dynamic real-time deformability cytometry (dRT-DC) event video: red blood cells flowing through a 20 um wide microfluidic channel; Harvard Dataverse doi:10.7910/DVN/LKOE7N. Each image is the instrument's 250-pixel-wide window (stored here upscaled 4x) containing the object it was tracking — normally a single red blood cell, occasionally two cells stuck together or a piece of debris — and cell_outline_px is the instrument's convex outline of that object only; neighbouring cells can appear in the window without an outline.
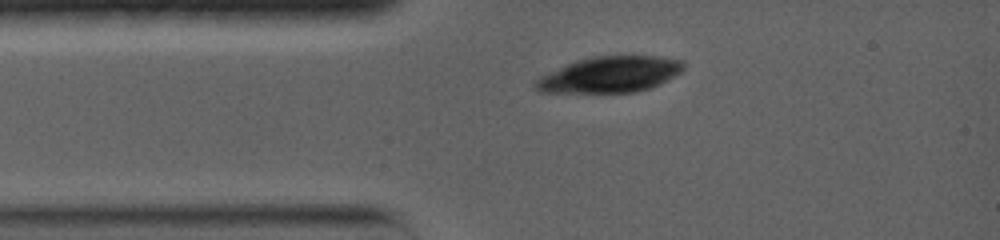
{"species": "common noctule bat (a hibernating species)", "species_latin": "Nyctalus noctula", "temperature_condition": "warm", "stored_images_in_passage": 5, "camera_frame_rate_fps": 5000, "um_per_image_px": 0.085, "animal": {"sex": "female", "body_mass_g": 19.0, "forearm_length_mm": 56.7}, "frame": {"image": 1, "passage_image": 3, "time_ms": 2.2, "image_size_px": [1000, 240], "cell_outline_px": [[684, 68], [680, 72], [660, 84], [652, 88], [636, 92], [544, 92], [536, 88], [532, 84], [540, 76], [548, 72], [576, 60], [592, 56], [660, 56], [680, 60], [684, 64]], "centroid_in_image_um": [51.84, 6.33], "position_along_channel_um": 33.2, "area_um2": 30.87}}